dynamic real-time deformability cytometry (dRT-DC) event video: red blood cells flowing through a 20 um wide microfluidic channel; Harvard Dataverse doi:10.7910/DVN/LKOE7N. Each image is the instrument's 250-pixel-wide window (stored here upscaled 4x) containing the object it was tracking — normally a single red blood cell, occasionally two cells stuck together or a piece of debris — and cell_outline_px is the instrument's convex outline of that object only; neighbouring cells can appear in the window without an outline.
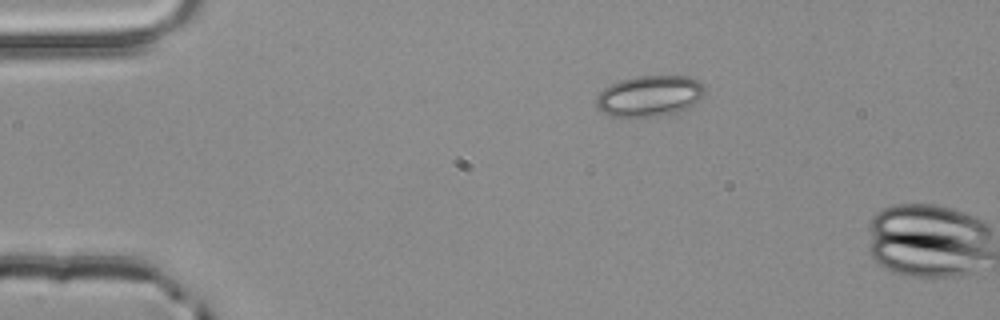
{"species": "common noctule bat (a hibernating species)", "species_latin": "Nyctalus noctula", "temperature_condition": "room temperature", "stored_images_in_passage": 2, "camera_frame_rate_fps": 3000, "um_per_image_px": 0.085, "animal": {"sex": "male", "body_mass_g": 20.4}, "frame": {"image": 1, "passage_image": 1, "time_ms": 0.0, "image_size_px": [1000, 320], "cell_outline_px": [[704, 96], [688, 112], [656, 116], [608, 116], [596, 108], [596, 96], [608, 84], [620, 80], [636, 76], [688, 76], [704, 84]], "centroid_in_image_um": [55.25, 8.17], "position_along_channel_um": 29.8, "area_um2": 26.59}}